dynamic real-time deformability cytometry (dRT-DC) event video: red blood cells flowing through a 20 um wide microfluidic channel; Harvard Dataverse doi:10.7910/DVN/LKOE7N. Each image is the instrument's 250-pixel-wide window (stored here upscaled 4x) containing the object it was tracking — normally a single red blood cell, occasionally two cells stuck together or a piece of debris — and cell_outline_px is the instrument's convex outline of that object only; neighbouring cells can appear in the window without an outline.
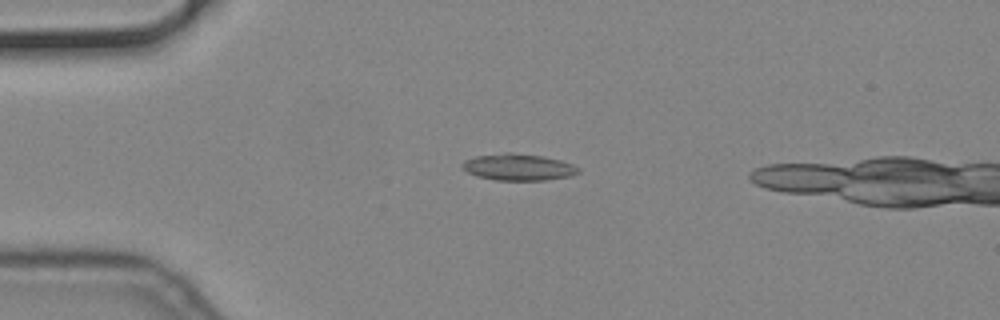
{"species": "common noctule bat (a hibernating species)", "species_latin": "Nyctalus noctula", "temperature_condition": "cold", "stored_images_in_passage": 6, "segment_of_instrument_passage": [1, 2], "camera_frame_rate_fps": 3000, "um_per_image_px": 0.085, "animal": {"sex": "male", "body_mass_g": 19.2, "forearm_length_mm": 51.8}, "frame": {"image": 1, "passage_image": 3, "time_ms": 0.667, "image_size_px": [1000, 320], "cell_outline_px": [[580, 172], [572, 176], [544, 180], [496, 180], [476, 176], [460, 168], [460, 164], [464, 160], [476, 156], [504, 152], [512, 152], [544, 156], [560, 160], [572, 164], [580, 168]], "centroid_in_image_um": [44.04, 14.2], "position_along_channel_um": 41.0, "area_um2": 18.26}}
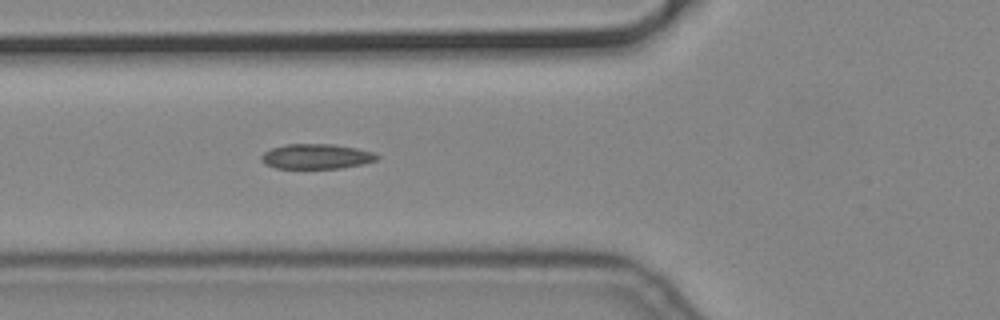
{"frame": {"image": 2, "passage_image": 5, "time_ms": 1.333, "image_size_px": [1000, 320], "cell_outline_px": [[380, 156], [376, 160], [364, 164], [340, 168], [276, 168], [260, 160], [260, 156], [264, 152], [272, 148], [284, 144], [332, 144], [356, 148], [372, 152]], "centroid_in_image_um": [26.89, 13.29], "position_along_channel_um": 98.9, "area_um2": 16.76}}